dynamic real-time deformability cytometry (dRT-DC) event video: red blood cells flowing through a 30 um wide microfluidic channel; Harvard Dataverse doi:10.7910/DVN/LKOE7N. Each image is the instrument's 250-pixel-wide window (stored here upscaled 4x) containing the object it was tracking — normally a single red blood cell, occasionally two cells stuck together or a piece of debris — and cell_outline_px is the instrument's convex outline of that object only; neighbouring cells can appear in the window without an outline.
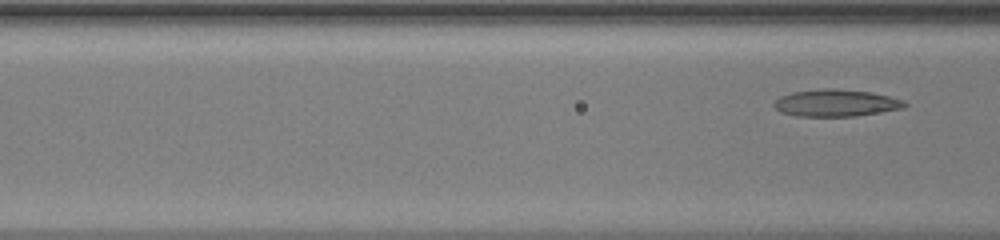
{"species": "common noctule bat (a hibernating species)", "species_latin": "Nyctalus noctula", "temperature_condition": "warm", "stored_images_in_passage": 8, "camera_frame_rate_fps": 3000, "um_per_image_px": 0.085, "animal": {"sex": "female", "body_mass_g": 20.0, "forearm_length_mm": 54.0}, "frame": {"image": 1, "passage_image": 8, "time_ms": 2.333, "image_size_px": [1000, 240], "cell_outline_px": [[908, 104], [904, 108], [856, 116], [796, 116], [780, 112], [772, 104], [780, 96], [792, 92], [820, 88], [836, 88], [872, 92], [904, 100]], "centroid_in_image_um": [71.05, 8.74], "position_along_channel_um": 95.5, "area_um2": 20.75}}